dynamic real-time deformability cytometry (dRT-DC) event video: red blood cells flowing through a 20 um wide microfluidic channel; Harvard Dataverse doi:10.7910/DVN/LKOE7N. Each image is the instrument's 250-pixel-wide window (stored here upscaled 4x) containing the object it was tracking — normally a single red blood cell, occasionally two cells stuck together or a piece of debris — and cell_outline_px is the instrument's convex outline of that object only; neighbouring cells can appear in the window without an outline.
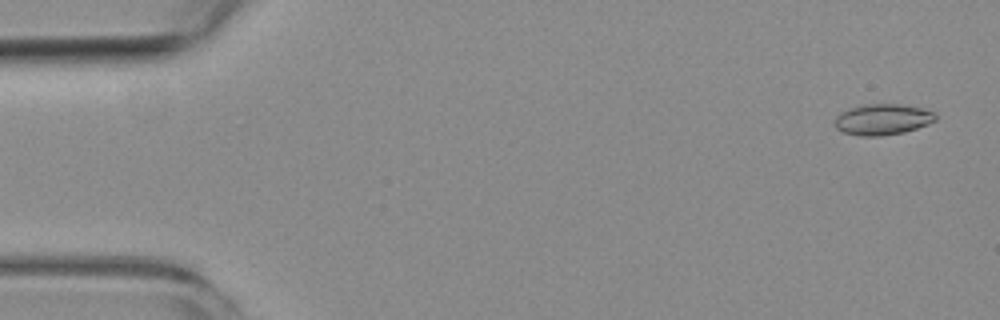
{"species": "common noctule bat (a hibernating species)", "species_latin": "Nyctalus noctula", "temperature_condition": "room temperature", "stored_images_in_passage": 6, "camera_frame_rate_fps": 3000, "um_per_image_px": 0.085, "animal": {"sex": "female", "body_mass_g": 19.3, "forearm_length_mm": 54.1}, "frame": {"image": 1, "passage_image": 1, "time_ms": 0.0, "image_size_px": [1000, 320], "cell_outline_px": [[936, 120], [928, 124], [904, 132], [880, 136], [860, 136], [844, 132], [836, 128], [836, 116], [840, 112], [864, 104], [900, 104], [920, 108], [936, 112]], "centroid_in_image_um": [75.04, 10.15], "position_along_channel_um": 10.0, "area_um2": 18.03}}
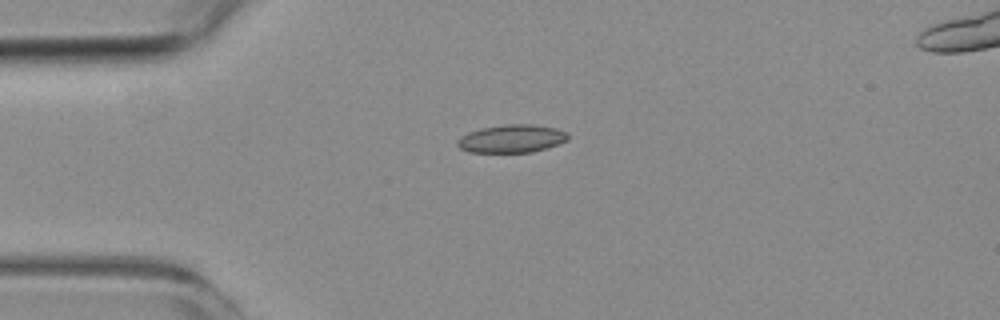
{"frame": {"image": 2, "passage_image": 4, "time_ms": 3.667, "image_size_px": [1000, 320], "cell_outline_px": [[568, 140], [548, 148], [532, 152], [468, 152], [460, 148], [456, 144], [456, 140], [460, 136], [468, 132], [484, 128], [504, 124], [532, 124], [556, 128], [564, 132], [568, 136]], "centroid_in_image_um": [43.47, 11.79], "position_along_channel_um": 41.5, "area_um2": 18.03}}